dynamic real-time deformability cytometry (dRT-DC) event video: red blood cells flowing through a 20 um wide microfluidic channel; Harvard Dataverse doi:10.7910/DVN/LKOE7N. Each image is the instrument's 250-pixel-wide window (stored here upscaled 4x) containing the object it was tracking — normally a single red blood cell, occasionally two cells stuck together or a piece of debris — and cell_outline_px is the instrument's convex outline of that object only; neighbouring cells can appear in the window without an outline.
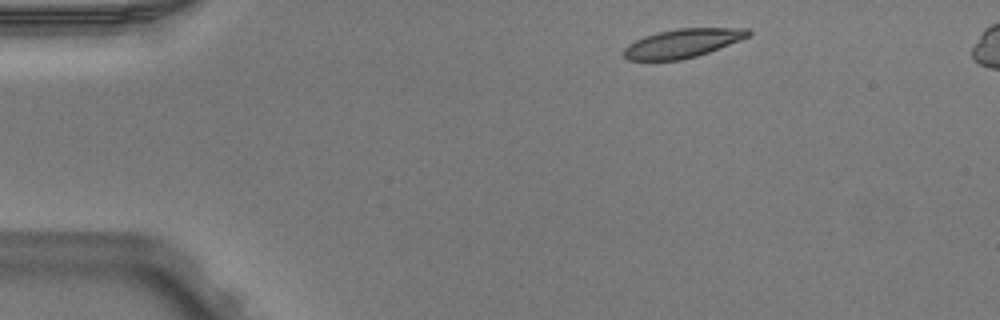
{"species": "Egyptian fruit bat (a non-hibernating species)", "species_latin": "Rousettus aegyptiacus", "temperature_condition": "warm", "stored_images_in_passage": 4, "camera_frame_rate_fps": 3000, "um_per_image_px": 0.085, "animal": {"sex": "male"}, "frame": {"image": 1, "passage_image": 1, "time_ms": 0.0, "image_size_px": [1000, 320], "cell_outline_px": [[752, 32], [748, 36], [740, 40], [708, 52], [696, 56], [680, 60], [628, 60], [620, 52], [628, 44], [644, 36], [660, 32], [680, 28], [748, 28]], "centroid_in_image_um": [57.99, 3.68], "position_along_channel_um": 27.0, "area_um2": 20.69}}